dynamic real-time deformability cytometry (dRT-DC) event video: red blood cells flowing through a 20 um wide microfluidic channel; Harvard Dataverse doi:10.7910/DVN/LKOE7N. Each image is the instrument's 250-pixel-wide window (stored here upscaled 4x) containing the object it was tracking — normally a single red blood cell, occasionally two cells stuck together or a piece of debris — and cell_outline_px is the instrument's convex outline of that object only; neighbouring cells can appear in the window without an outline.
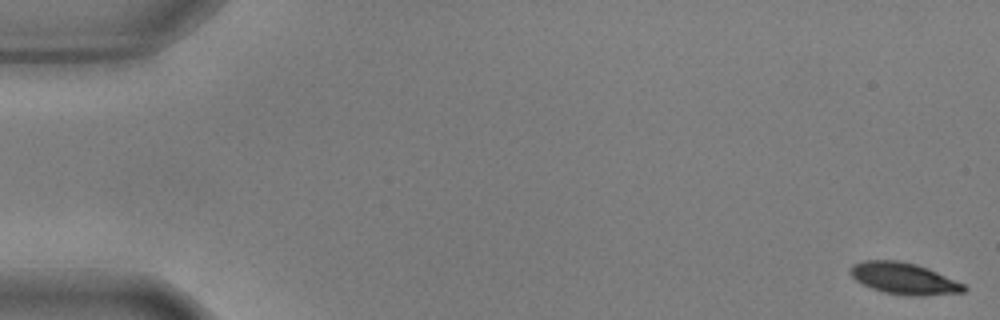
{"species": "common noctule bat (a hibernating species)", "species_latin": "Nyctalus noctula", "temperature_condition": "warm", "stored_images_in_passage": 56, "camera_frame_rate_fps": 3000, "um_per_image_px": 0.085, "animal": {"sex": "male", "body_mass_g": 17.9, "forearm_length_mm": 54.2}, "frame": {"image": 1, "passage_image": 1, "time_ms": 0.0, "image_size_px": [1000, 320], "cell_outline_px": [[968, 288], [964, 292], [924, 296], [908, 296], [884, 292], [872, 288], [856, 280], [848, 272], [848, 268], [852, 264], [864, 260], [900, 260], [916, 264], [928, 268], [964, 284]], "centroid_in_image_um": [76.82, 23.66], "position_along_channel_um": 8.2, "area_um2": 21.04}}
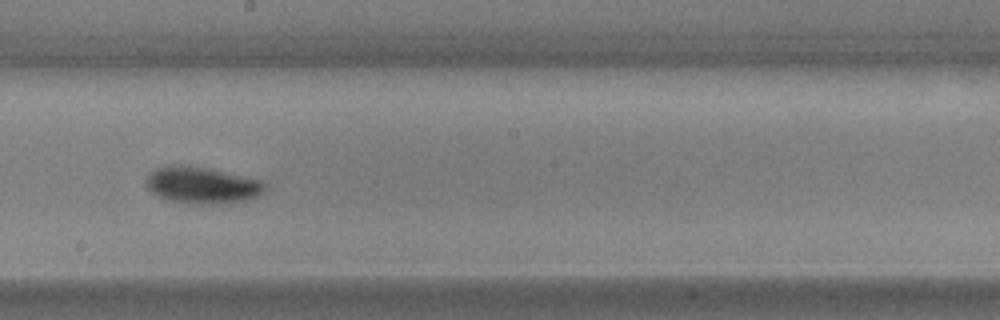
{"frame": {"image": 2, "passage_image": 32, "time_ms": 10.333, "image_size_px": [1000, 320], "cell_outline_px": [[268, 188], [264, 192], [256, 196], [244, 200], [216, 204], [204, 204], [172, 200], [160, 196], [152, 192], [144, 184], [144, 180], [156, 168], [168, 164], [192, 164], [260, 180], [268, 184]], "centroid_in_image_um": [17.17, 15.7], "position_along_channel_um": 231.0, "area_um2": 25.43}}
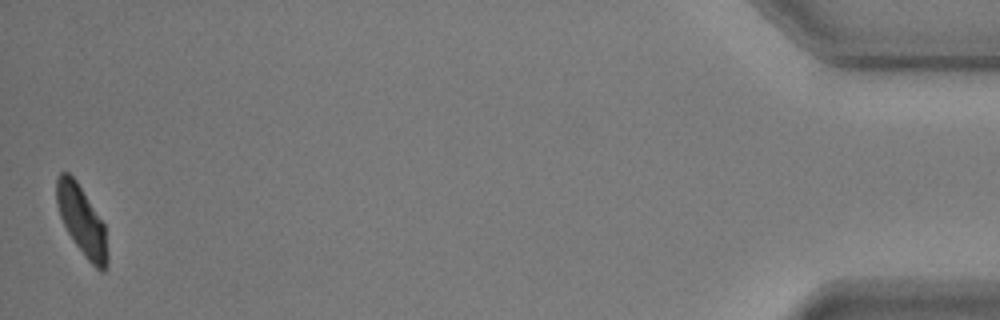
{"frame": {"image": 3, "passage_image": 56, "time_ms": 18.333, "image_size_px": [1000, 320], "cell_outline_px": [[108, 264], [104, 272], [100, 272], [84, 256], [68, 232], [60, 216], [56, 204], [56, 176], [60, 172], [68, 172], [76, 180], [104, 224], [108, 252]], "centroid_in_image_um": [6.95, 18.77], "position_along_channel_um": 428.2, "area_um2": 20.46}, "authors_computed_cell_mechanics": {"area_um2": 22.1374, "velocity_mm_per_s": 3.5755, "shape_relaxation_time_tau1_ms": 3.2015, "shape_relaxation_time_tau2_ms": null, "deformation_change_tau1": 0.154, "deformation_change_tau2": null}}